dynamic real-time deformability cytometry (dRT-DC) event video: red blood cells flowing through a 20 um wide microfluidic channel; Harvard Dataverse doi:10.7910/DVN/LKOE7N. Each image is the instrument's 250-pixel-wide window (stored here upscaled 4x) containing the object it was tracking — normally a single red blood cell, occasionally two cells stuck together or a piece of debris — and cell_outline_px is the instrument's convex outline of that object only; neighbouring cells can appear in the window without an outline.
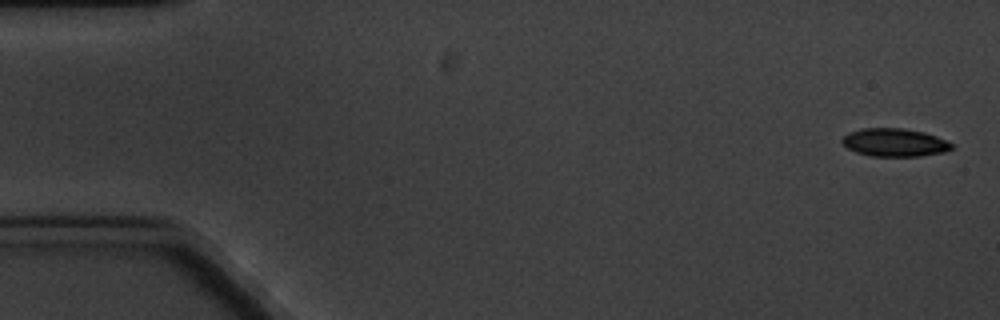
{"species": "common noctule bat (a hibernating species)", "species_latin": "Nyctalus noctula", "temperature_condition": "cold", "stored_images_in_passage": 7, "camera_frame_rate_fps": 3000, "um_per_image_px": 0.085, "animal": {"sex": "male", "body_mass_g": 20.1, "forearm_length_mm": 53.5}, "frame": {"image": 1, "passage_image": 1, "time_ms": 0.0, "image_size_px": [1000, 320], "cell_outline_px": [[952, 148], [944, 152], [920, 156], [872, 156], [856, 152], [848, 148], [840, 140], [848, 132], [860, 128], [900, 128], [924, 132], [936, 136], [952, 144]], "centroid_in_image_um": [76.0, 12.1], "position_along_channel_um": 9.0, "area_um2": 17.8}}
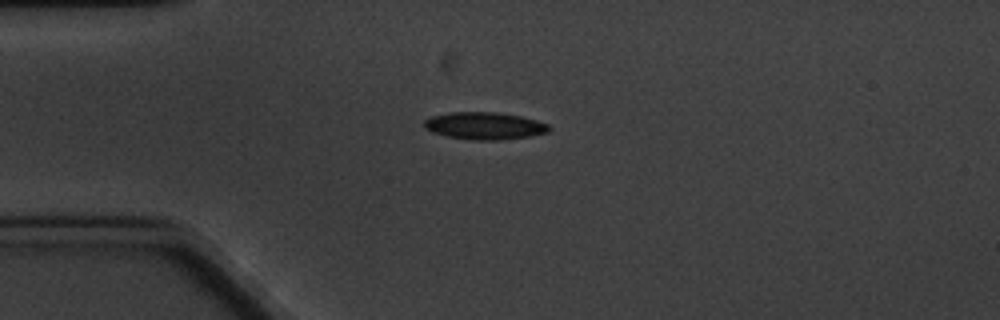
{"frame": {"image": 2, "passage_image": 4, "time_ms": 4.333, "image_size_px": [1000, 320], "cell_outline_px": [[552, 128], [548, 132], [528, 136], [500, 140], [476, 140], [448, 136], [432, 132], [424, 128], [424, 120], [432, 116], [448, 112], [496, 112], [520, 116], [536, 120], [548, 124]], "centroid_in_image_um": [41.18, 10.69], "position_along_channel_um": 43.8, "area_um2": 19.77}}